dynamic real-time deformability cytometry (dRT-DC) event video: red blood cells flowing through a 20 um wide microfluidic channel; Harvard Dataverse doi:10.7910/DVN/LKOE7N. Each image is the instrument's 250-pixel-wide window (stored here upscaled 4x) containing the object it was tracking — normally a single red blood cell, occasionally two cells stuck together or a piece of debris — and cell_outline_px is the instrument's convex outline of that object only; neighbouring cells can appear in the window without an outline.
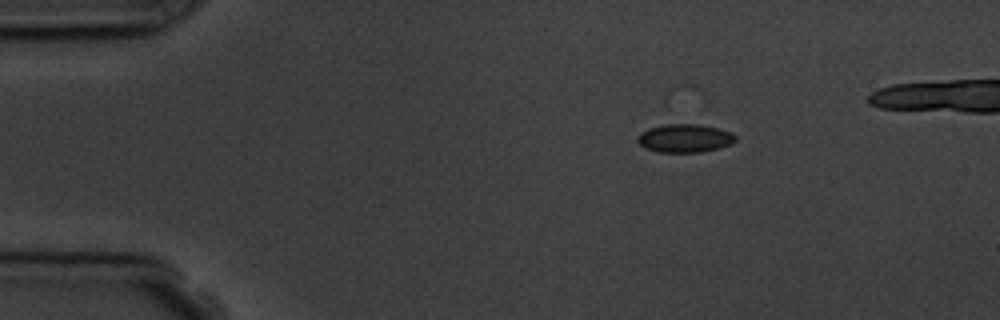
{"species": "common noctule bat (a hibernating species)", "species_latin": "Nyctalus noctula", "temperature_condition": "room temperature", "stored_images_in_passage": 4, "camera_frame_rate_fps": 3000, "um_per_image_px": 0.085, "animal": {"sex": "male", "body_mass_g": 19.5, "forearm_length_mm": 54.6}, "frame": {"image": 1, "passage_image": 1, "time_ms": 0.0, "image_size_px": [1000, 320], "cell_outline_px": [[736, 140], [732, 144], [720, 148], [700, 152], [656, 152], [644, 148], [636, 140], [636, 136], [640, 132], [648, 128], [664, 124], [700, 124], [732, 132], [736, 136]], "centroid_in_image_um": [58.18, 11.75], "position_along_channel_um": 26.8, "area_um2": 16.42}}